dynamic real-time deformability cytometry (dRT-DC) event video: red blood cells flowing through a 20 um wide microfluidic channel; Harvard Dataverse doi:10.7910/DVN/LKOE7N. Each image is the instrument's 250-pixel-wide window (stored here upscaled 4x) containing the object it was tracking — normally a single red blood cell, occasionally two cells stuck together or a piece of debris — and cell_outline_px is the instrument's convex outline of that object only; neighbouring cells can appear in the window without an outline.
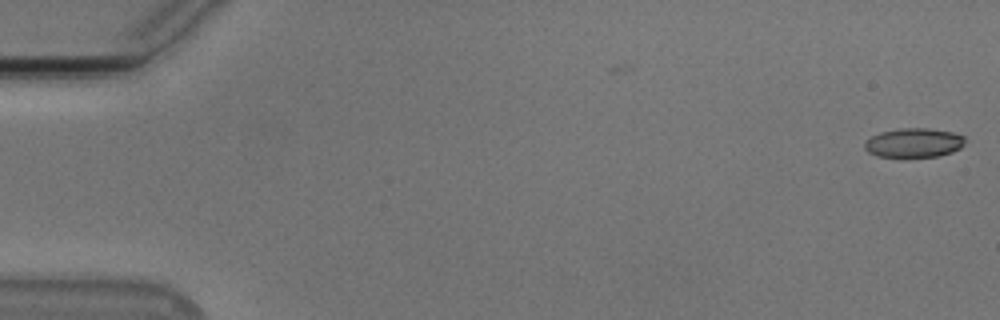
{"species": "Egyptian fruit bat (a non-hibernating species)", "species_latin": "Rousettus aegyptiacus", "temperature_condition": "cold", "stored_images_in_passage": 5, "camera_frame_rate_fps": 3000, "um_per_image_px": 0.085, "animal": {"sex": "male"}, "frame": {"image": 1, "passage_image": 5, "time_ms": 1.333, "image_size_px": [1000, 320], "cell_outline_px": [[964, 144], [960, 148], [952, 152], [936, 156], [876, 156], [868, 152], [864, 148], [864, 144], [872, 136], [880, 132], [900, 128], [928, 128], [952, 132], [964, 136]], "centroid_in_image_um": [77.67, 12.12], "position_along_channel_um": 7.3, "area_um2": 16.88}}